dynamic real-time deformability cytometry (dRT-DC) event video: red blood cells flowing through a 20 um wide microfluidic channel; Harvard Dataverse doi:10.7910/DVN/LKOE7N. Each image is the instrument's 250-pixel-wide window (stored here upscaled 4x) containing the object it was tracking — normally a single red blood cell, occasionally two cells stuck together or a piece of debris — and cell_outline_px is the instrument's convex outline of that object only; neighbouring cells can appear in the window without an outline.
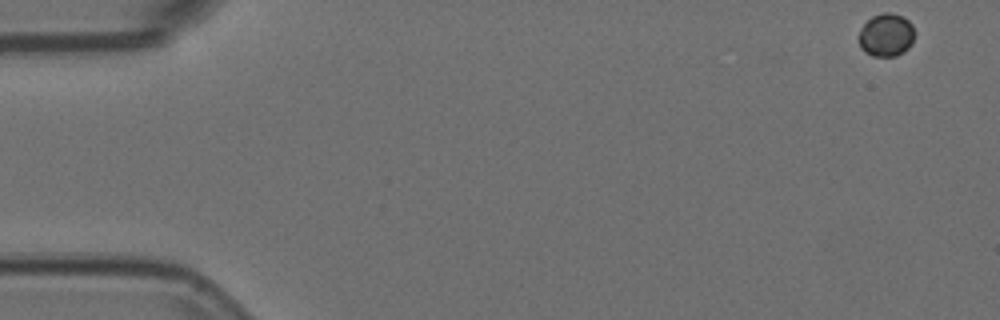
{"species": "Egyptian fruit bat (a non-hibernating species)", "species_latin": "Rousettus aegyptiacus", "temperature_condition": "room temperature", "stored_images_in_passage": 10, "camera_frame_rate_fps": 3000, "um_per_image_px": 0.085, "animal": {"sex": "female"}, "frame": {"image": 1, "passage_image": 1, "time_ms": 0.0, "image_size_px": [1000, 320], "cell_outline_px": [[916, 32], [912, 44], [904, 52], [896, 56], [872, 56], [864, 52], [860, 48], [856, 36], [860, 28], [872, 16], [884, 12], [892, 12], [904, 16], [912, 24]], "centroid_in_image_um": [75.32, 2.97], "position_along_channel_um": 9.7, "area_um2": 14.57}}
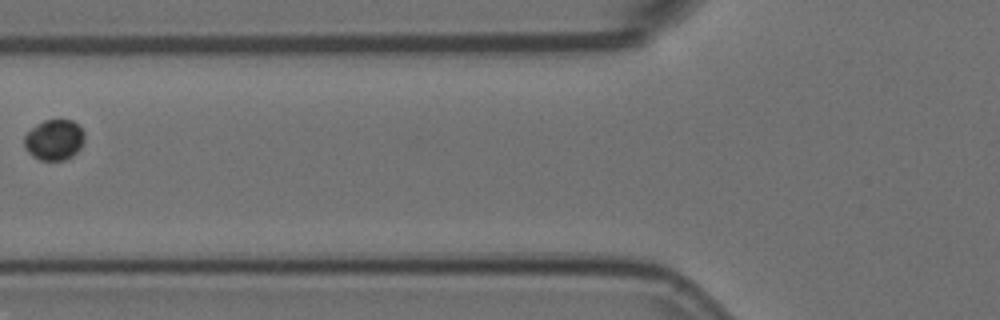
{"frame": {"image": 2, "passage_image": 6, "time_ms": 1.667, "image_size_px": [1000, 320], "cell_outline_px": [[84, 144], [72, 156], [64, 160], [40, 160], [32, 156], [24, 148], [24, 136], [36, 124], [44, 120], [72, 120], [84, 132]], "centroid_in_image_um": [4.6, 11.89], "position_along_channel_um": 121.2, "area_um2": 14.28}}
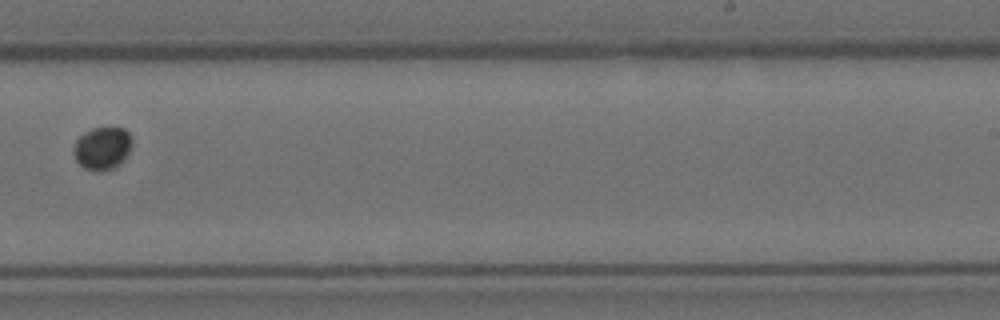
{"frame": {"image": 3, "passage_image": 10, "time_ms": 3.0, "image_size_px": [1000, 320], "cell_outline_px": [[132, 144], [128, 152], [120, 164], [112, 168], [84, 168], [76, 160], [72, 152], [72, 148], [76, 140], [84, 132], [92, 128], [124, 128], [132, 136]], "centroid_in_image_um": [8.69, 12.54], "position_along_channel_um": 280.3, "area_um2": 14.22}}